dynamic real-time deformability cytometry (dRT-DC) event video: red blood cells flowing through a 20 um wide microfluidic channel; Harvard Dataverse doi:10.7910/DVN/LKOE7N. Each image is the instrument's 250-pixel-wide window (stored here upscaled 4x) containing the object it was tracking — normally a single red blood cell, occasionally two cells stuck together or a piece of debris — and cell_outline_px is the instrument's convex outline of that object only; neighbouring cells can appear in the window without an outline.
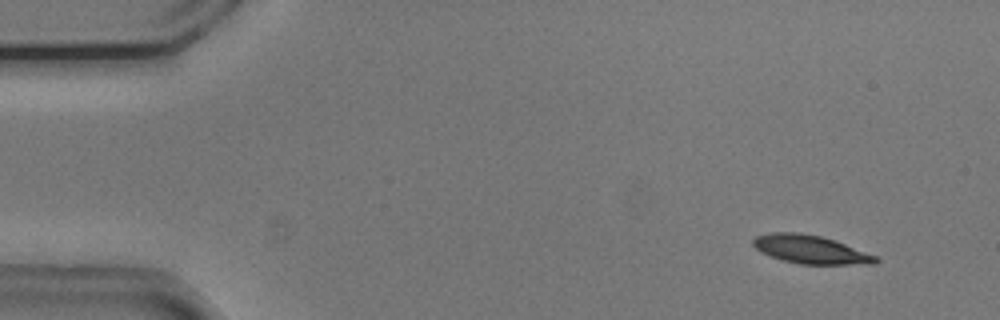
{"species": "common noctule bat (a hibernating species)", "species_latin": "Nyctalus noctula", "temperature_condition": "cold", "stored_images_in_passage": 10, "camera_frame_rate_fps": 3000, "um_per_image_px": 0.085, "animal": {"sex": "male", "body_mass_g": 20.5, "forearm_length_mm": 52.5}, "frame": {"image": 1, "passage_image": 5, "time_ms": 1.333, "image_size_px": [1000, 320], "cell_outline_px": [[880, 260], [876, 264], [800, 264], [784, 260], [760, 252], [752, 244], [752, 240], [756, 236], [772, 232], [796, 232], [820, 236], [836, 240], [880, 256]], "centroid_in_image_um": [68.97, 21.2], "position_along_channel_um": 16.0, "area_um2": 20.46}}